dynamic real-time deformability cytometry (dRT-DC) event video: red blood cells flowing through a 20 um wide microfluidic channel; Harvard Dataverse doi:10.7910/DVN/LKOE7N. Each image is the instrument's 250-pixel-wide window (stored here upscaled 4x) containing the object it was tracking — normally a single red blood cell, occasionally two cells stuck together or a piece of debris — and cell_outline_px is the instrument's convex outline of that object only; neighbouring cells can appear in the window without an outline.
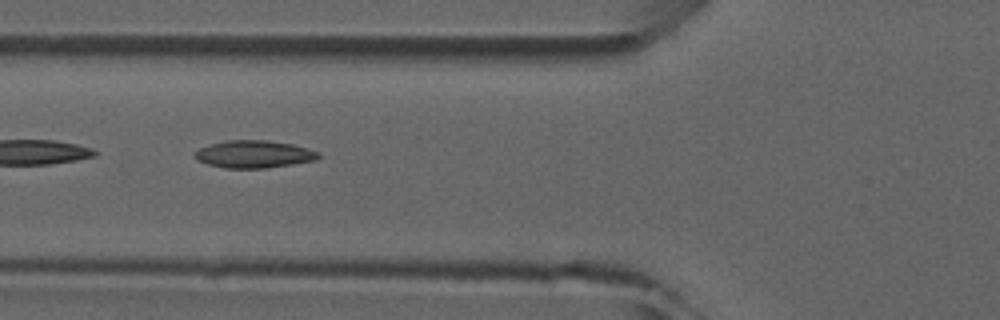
{"species": "common noctule bat (a hibernating species)", "species_latin": "Nyctalus noctula", "temperature_condition": "room temperature", "stored_images_in_passage": 7, "camera_frame_rate_fps": 3000, "um_per_image_px": 0.085, "animal": {"sex": "male", "forearm_length_mm": 52.5}, "frame": {"image": 1, "passage_image": 5, "time_ms": 5.333, "image_size_px": [1000, 320], "cell_outline_px": [[320, 156], [316, 160], [292, 164], [264, 168], [224, 168], [208, 164], [196, 160], [192, 156], [200, 148], [212, 144], [228, 140], [268, 140], [292, 144], [308, 148], [320, 152]], "centroid_in_image_um": [21.6, 13.1], "position_along_channel_um": 104.2, "area_um2": 19.77}}
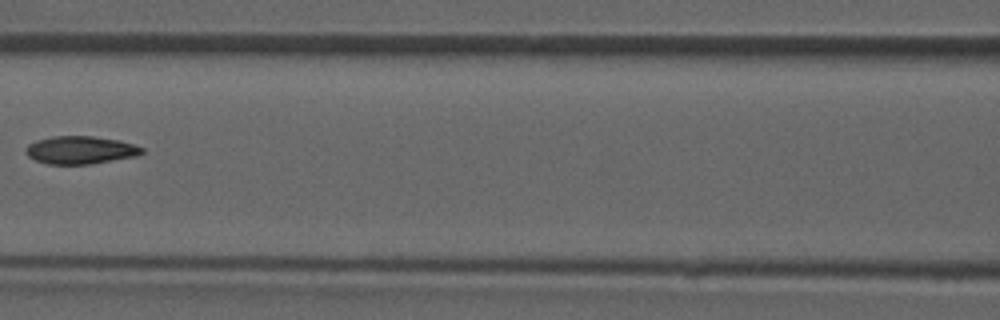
{"frame": {"image": 2, "passage_image": 6, "time_ms": 6.667, "image_size_px": [1000, 320], "cell_outline_px": [[144, 152], [136, 156], [92, 164], [48, 164], [36, 160], [28, 156], [24, 152], [24, 148], [28, 144], [36, 140], [52, 136], [92, 136], [120, 140], [144, 148]], "centroid_in_image_um": [6.81, 12.75], "position_along_channel_um": 159.8, "area_um2": 18.96}}